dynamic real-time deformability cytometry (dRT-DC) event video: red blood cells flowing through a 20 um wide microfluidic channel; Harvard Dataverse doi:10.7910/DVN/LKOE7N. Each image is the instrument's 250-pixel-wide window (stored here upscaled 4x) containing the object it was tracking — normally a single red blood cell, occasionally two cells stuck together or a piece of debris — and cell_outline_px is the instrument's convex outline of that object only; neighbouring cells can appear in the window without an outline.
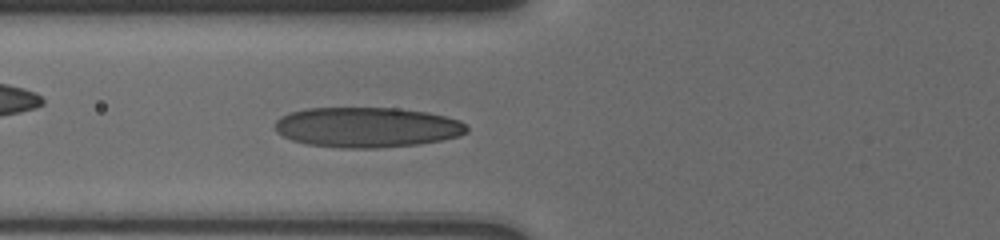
{"species": "human", "species_latin": "Homo sapiens", "temperature_condition": "cold", "stored_images_in_passage": 11, "camera_frame_rate_fps": 3000, "um_per_image_px": 0.085, "donor": {"sex": "male"}, "frame": {"image": 1, "passage_image": 8, "time_ms": 1.0, "image_size_px": [1000, 240], "cell_outline_px": [[468, 132], [460, 136], [420, 144], [376, 148], [340, 148], [308, 144], [292, 140], [276, 132], [276, 120], [280, 116], [292, 112], [308, 108], [396, 108], [428, 112], [460, 120], [468, 128]], "centroid_in_image_um": [31.21, 10.82], "position_along_channel_um": 94.6, "area_um2": 44.91}}